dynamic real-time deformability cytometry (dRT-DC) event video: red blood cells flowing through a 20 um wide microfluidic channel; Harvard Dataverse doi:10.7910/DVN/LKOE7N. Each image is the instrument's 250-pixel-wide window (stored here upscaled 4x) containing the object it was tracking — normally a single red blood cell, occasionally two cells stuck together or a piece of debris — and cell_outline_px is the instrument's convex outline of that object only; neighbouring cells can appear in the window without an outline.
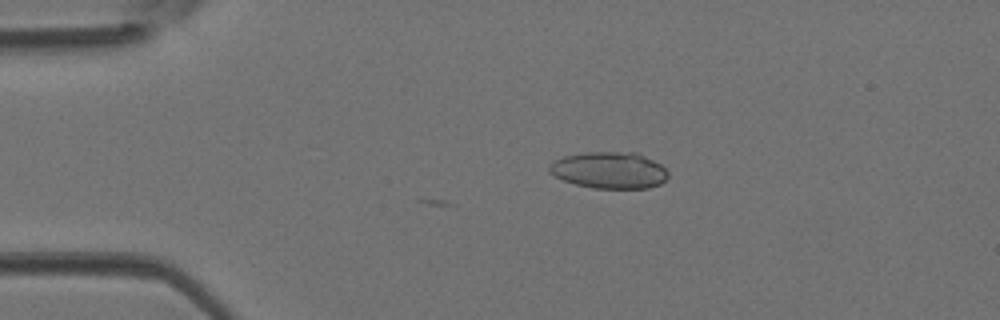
{"species": "Egyptian fruit bat (a non-hibernating species)", "species_latin": "Rousettus aegyptiacus", "temperature_condition": "room temperature", "stored_images_in_passage": 5, "camera_frame_rate_fps": 3000, "um_per_image_px": 0.085, "animal": {"sex": "female"}, "frame": {"image": 1, "passage_image": 2, "time_ms": 0.333, "image_size_px": [1000, 320], "cell_outline_px": [[668, 176], [660, 184], [648, 188], [592, 188], [576, 184], [564, 180], [548, 172], [548, 164], [564, 156], [588, 152], [640, 152], [660, 164], [668, 172]], "centroid_in_image_um": [51.8, 14.46], "position_along_channel_um": 33.2, "area_um2": 25.37}}